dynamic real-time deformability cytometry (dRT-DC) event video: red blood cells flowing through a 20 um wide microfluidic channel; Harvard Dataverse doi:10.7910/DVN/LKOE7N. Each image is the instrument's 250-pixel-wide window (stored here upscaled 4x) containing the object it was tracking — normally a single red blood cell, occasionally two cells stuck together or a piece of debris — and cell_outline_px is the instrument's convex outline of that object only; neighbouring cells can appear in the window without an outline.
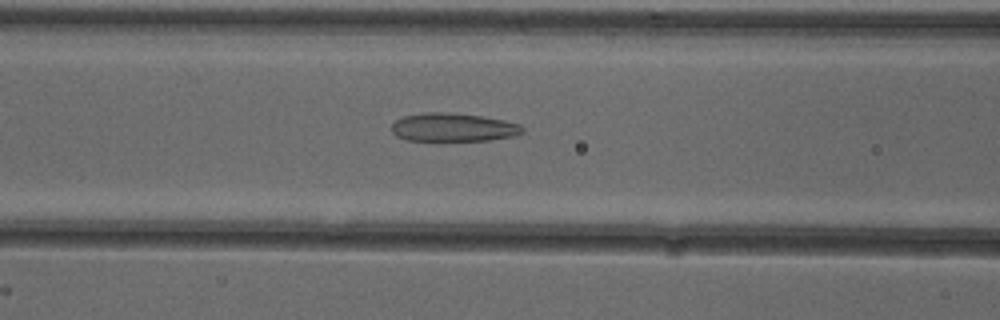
{"species": "common noctule bat (a hibernating species)", "species_latin": "Nyctalus noctula", "temperature_condition": "cold", "stored_images_in_passage": 53, "camera_frame_rate_fps": 3000, "um_per_image_px": 0.085, "animal": {"sex": "female"}, "frame": {"image": 1, "passage_image": 22, "time_ms": 7.0, "image_size_px": [1000, 320], "cell_outline_px": [[524, 132], [516, 136], [488, 140], [404, 140], [396, 136], [392, 132], [392, 124], [396, 120], [404, 116], [424, 112], [448, 112], [480, 116], [504, 120], [520, 124], [524, 128]], "centroid_in_image_um": [38.53, 10.82], "position_along_channel_um": 128.1, "area_um2": 21.68}}
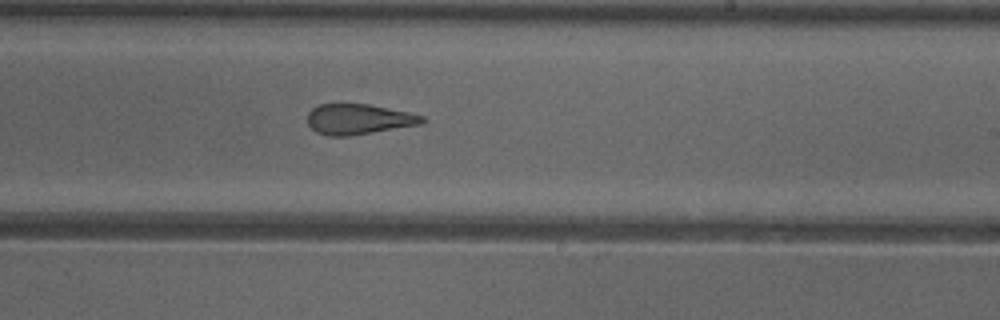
{"frame": {"image": 2, "passage_image": 32, "time_ms": 10.333, "image_size_px": [1000, 320], "cell_outline_px": [[424, 124], [348, 136], [328, 136], [316, 132], [308, 124], [308, 112], [312, 108], [320, 104], [368, 104], [408, 112], [424, 116]], "centroid_in_image_um": [30.48, 10.14], "position_along_channel_um": 258.5, "area_um2": 20.29}}
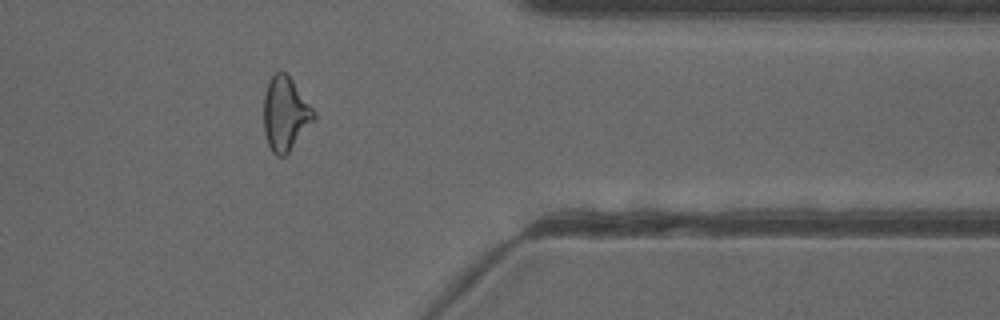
{"frame": {"image": 3, "passage_image": 43, "time_ms": 14.0, "image_size_px": [1000, 320], "cell_outline_px": [[316, 120], [288, 152], [284, 156], [276, 156], [272, 152], [268, 144], [264, 132], [264, 96], [268, 80], [276, 72], [284, 72], [292, 80], [316, 112]], "centroid_in_image_um": [24.26, 9.69], "position_along_channel_um": 387.1, "area_um2": 21.56}, "authors_computed_cell_mechanics": {"area_um2": 22.7154, "velocity_mm_per_s": 3.9114, "shape_relaxation_time_tau1_ms": null, "shape_relaxation_time_tau2_ms": 2.3162, "deformation_change_tau1": null, "deformation_change_tau2": 0.1323}}